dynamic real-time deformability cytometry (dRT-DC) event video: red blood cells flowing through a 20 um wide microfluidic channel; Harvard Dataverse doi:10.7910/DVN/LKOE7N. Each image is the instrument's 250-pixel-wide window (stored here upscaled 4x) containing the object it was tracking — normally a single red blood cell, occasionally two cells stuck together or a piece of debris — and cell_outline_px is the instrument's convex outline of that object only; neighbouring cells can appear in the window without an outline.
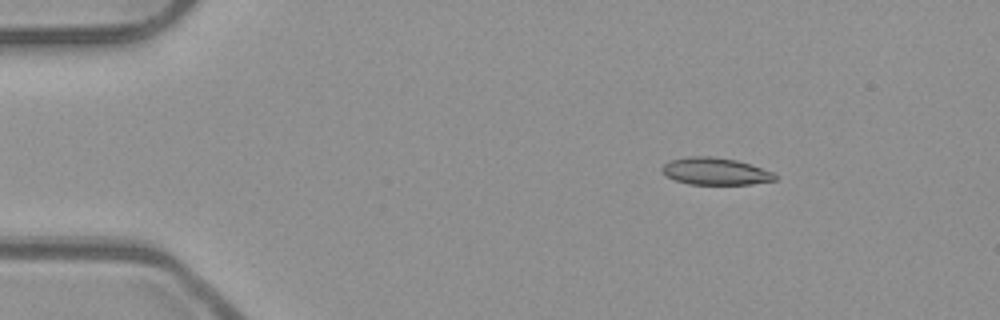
{"species": "common noctule bat (a hibernating species)", "species_latin": "Nyctalus noctula", "temperature_condition": "room temperature", "stored_images_in_passage": 51, "camera_frame_rate_fps": 3000, "um_per_image_px": 0.085, "animal": {"sex": "male", "body_mass_g": 23.1, "forearm_length_mm": 52.7}, "frame": {"image": 1, "passage_image": 7, "time_ms": 2.0, "image_size_px": [1000, 320], "cell_outline_px": [[776, 180], [752, 184], [688, 184], [676, 180], [668, 176], [660, 168], [664, 164], [672, 160], [692, 156], [712, 156], [736, 160], [772, 172], [776, 176]], "centroid_in_image_um": [60.8, 14.56], "position_along_channel_um": 24.2, "area_um2": 17.51}}
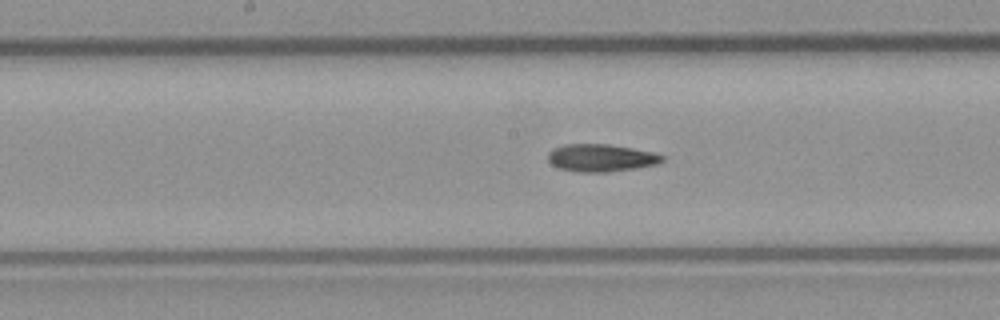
{"frame": {"image": 2, "passage_image": 26, "time_ms": 8.333, "image_size_px": [1000, 320], "cell_outline_px": [[664, 160], [656, 164], [636, 168], [608, 172], [576, 172], [560, 168], [552, 164], [548, 160], [548, 152], [552, 148], [564, 144], [608, 144], [632, 148], [652, 152], [664, 156]], "centroid_in_image_um": [51.06, 13.41], "position_along_channel_um": 197.1, "area_um2": 18.32}}
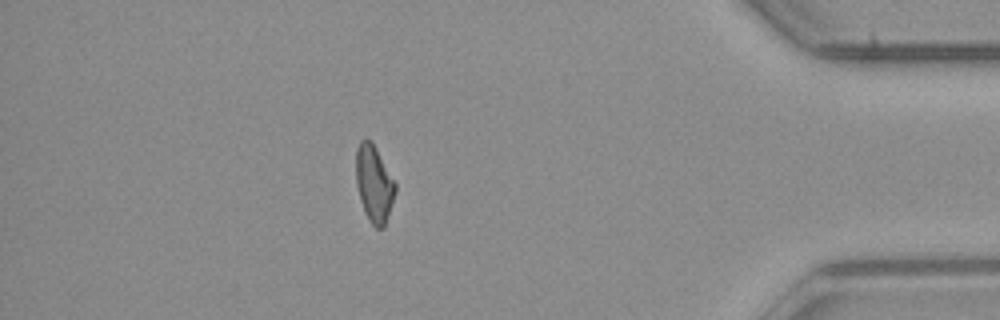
{"frame": {"image": 3, "passage_image": 45, "time_ms": 14.667, "image_size_px": [1000, 320], "cell_outline_px": [[396, 192], [384, 228], [376, 228], [372, 224], [364, 212], [360, 200], [356, 184], [356, 148], [360, 140], [372, 140], [396, 184]], "centroid_in_image_um": [31.79, 15.61], "position_along_channel_um": 403.4, "area_um2": 17.63}, "authors_computed_cell_mechanics": {"area_um2": 18.1492, "velocity_mm_per_s": 3.9655, "shape_relaxation_time_tau1_ms": null, "shape_relaxation_time_tau2_ms": 9.317, "deformation_change_tau1": null, "deformation_change_tau2": 0.1975}}